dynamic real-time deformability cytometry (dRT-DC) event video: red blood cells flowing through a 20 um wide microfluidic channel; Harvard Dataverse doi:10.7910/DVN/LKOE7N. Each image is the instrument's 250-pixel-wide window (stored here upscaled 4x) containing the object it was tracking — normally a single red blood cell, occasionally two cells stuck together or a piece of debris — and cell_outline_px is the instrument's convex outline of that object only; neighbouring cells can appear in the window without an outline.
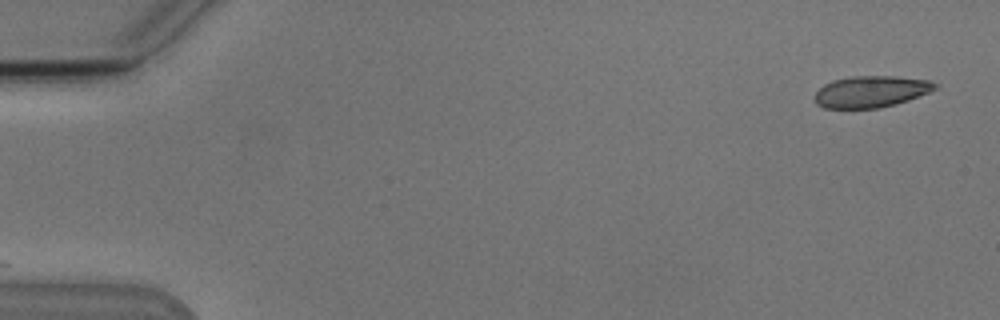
{"species": "Egyptian fruit bat (a non-hibernating species)", "species_latin": "Rousettus aegyptiacus", "temperature_condition": "cold", "stored_images_in_passage": 28, "camera_frame_rate_fps": 3000, "um_per_image_px": 0.085, "animal": {"sex": "male"}, "frame": {"image": 1, "passage_image": 1, "time_ms": 0.0, "image_size_px": [1000, 320], "cell_outline_px": [[936, 88], [928, 92], [908, 100], [896, 104], [880, 108], [824, 108], [816, 104], [816, 92], [824, 84], [832, 80], [852, 76], [896, 76], [928, 80], [936, 84]], "centroid_in_image_um": [74.01, 7.78], "position_along_channel_um": 11.0, "area_um2": 21.96}}
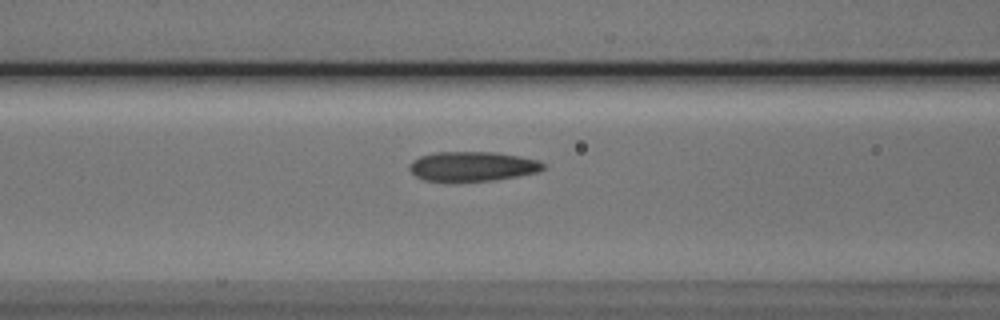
{"frame": {"image": 2, "passage_image": 21, "time_ms": 6.667, "image_size_px": [1000, 320], "cell_outline_px": [[548, 168], [536, 172], [496, 180], [456, 184], [424, 180], [416, 176], [408, 168], [408, 164], [412, 160], [420, 156], [436, 152], [496, 152], [520, 156], [536, 160], [544, 164]], "centroid_in_image_um": [40.11, 14.18], "position_along_channel_um": 126.5, "area_um2": 23.87}}
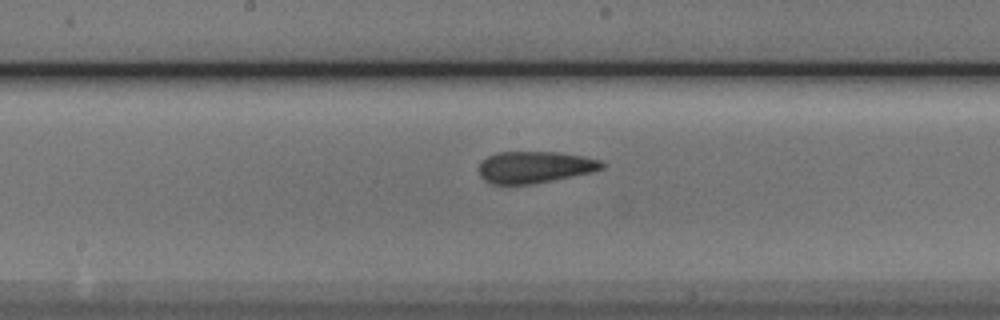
{"frame": {"image": 3, "passage_image": 27, "time_ms": 8.667, "image_size_px": [1000, 320], "cell_outline_px": [[604, 168], [592, 172], [532, 184], [492, 184], [484, 180], [480, 176], [480, 160], [496, 152], [556, 152], [584, 156], [600, 160], [604, 164]], "centroid_in_image_um": [45.44, 14.2], "position_along_channel_um": 202.8, "area_um2": 22.72}}